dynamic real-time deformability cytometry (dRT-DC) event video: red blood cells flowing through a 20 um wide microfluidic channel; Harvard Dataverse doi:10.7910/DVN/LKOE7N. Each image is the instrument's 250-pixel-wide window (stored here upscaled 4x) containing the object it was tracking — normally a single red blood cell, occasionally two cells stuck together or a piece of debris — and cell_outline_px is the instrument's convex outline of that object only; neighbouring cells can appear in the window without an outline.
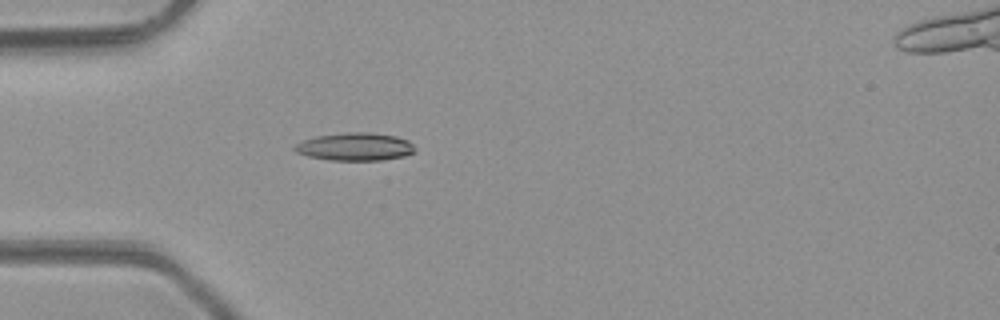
{"species": "common noctule bat (a hibernating species)", "species_latin": "Nyctalus noctula", "temperature_condition": "room temperature", "stored_images_in_passage": 34, "camera_frame_rate_fps": 3000, "um_per_image_px": 0.085, "animal": {"sex": "male", "body_mass_g": 23.1, "forearm_length_mm": 52.7}, "frame": {"image": 1, "passage_image": 3, "time_ms": 0.667, "image_size_px": [1000, 320], "cell_outline_px": [[416, 152], [404, 156], [380, 160], [332, 160], [308, 156], [296, 152], [292, 148], [296, 144], [304, 140], [316, 136], [348, 132], [368, 132], [396, 136], [408, 140], [416, 148]], "centroid_in_image_um": [30.21, 12.47], "position_along_channel_um": 54.8, "area_um2": 19.48}}
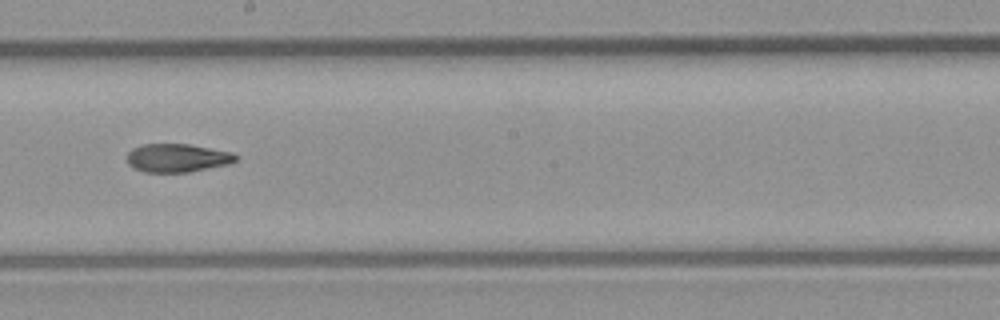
{"frame": {"image": 2, "passage_image": 16, "time_ms": 5.0, "image_size_px": [1000, 320], "cell_outline_px": [[236, 160], [228, 164], [188, 172], [144, 172], [128, 164], [128, 152], [132, 148], [144, 144], [188, 144], [232, 152], [236, 156]], "centroid_in_image_um": [15.05, 13.42], "position_along_channel_um": 233.1, "area_um2": 17.74}}
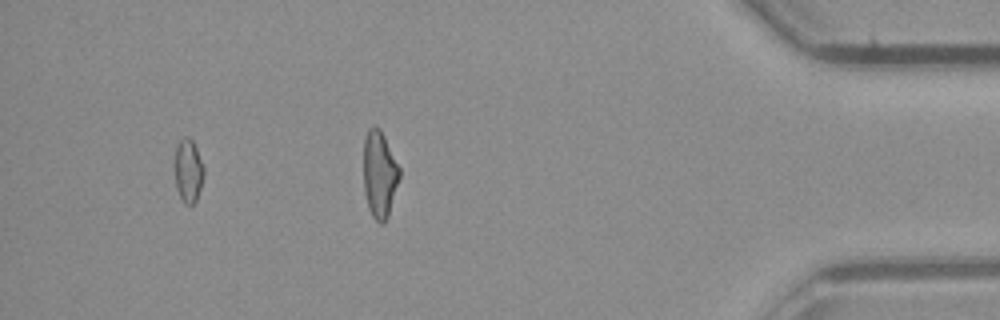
{"frame": {"image": 3, "passage_image": 31, "time_ms": 10.0, "image_size_px": [1000, 320], "cell_outline_px": [[204, 176], [196, 200], [192, 204], [184, 204], [176, 188], [172, 164], [176, 148], [180, 140], [184, 136], [188, 136], [192, 140], [196, 148], [204, 168]], "centroid_in_image_um": [15.96, 14.5], "position_along_channel_um": 419.2, "area_um2": 11.04}, "authors_computed_cell_mechanics": {"area_um2": 18.3226, "velocity_mm_per_s": 4.2824, "shape_relaxation_time_tau1_ms": null, "shape_relaxation_time_tau2_ms": 5.2075, "deformation_change_tau1": null, "deformation_change_tau2": 0.1464}}